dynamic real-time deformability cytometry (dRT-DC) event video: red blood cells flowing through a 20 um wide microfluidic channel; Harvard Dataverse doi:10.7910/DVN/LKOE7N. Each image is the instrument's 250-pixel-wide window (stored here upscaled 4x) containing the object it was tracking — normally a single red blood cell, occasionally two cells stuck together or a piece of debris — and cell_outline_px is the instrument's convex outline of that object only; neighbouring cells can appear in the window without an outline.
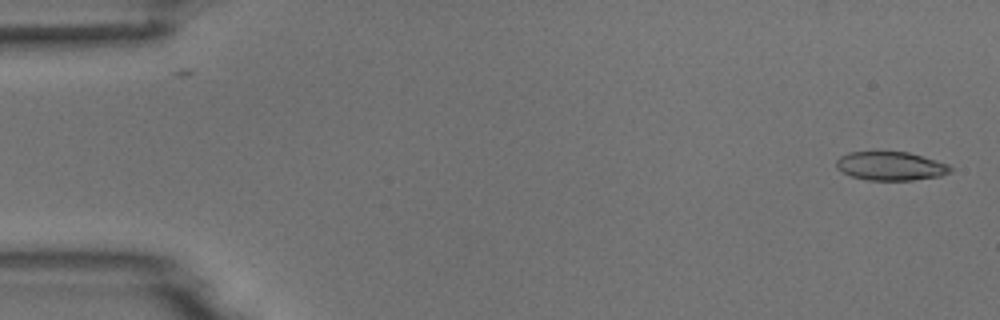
{"species": "common noctule bat (a hibernating species)", "species_latin": "Nyctalus noctula", "temperature_condition": "room temperature", "stored_images_in_passage": 52, "camera_frame_rate_fps": 3000, "um_per_image_px": 0.085, "animal": {"sex": "male", "body_mass_g": 18.8}, "frame": {"image": 1, "passage_image": 1, "time_ms": 0.0, "image_size_px": [1000, 320], "cell_outline_px": [[952, 172], [940, 176], [912, 180], [868, 180], [852, 176], [836, 168], [836, 160], [840, 156], [848, 152], [908, 152], [936, 160], [948, 164], [952, 168]], "centroid_in_image_um": [75.71, 14.11], "position_along_channel_um": 9.3, "area_um2": 19.02}}
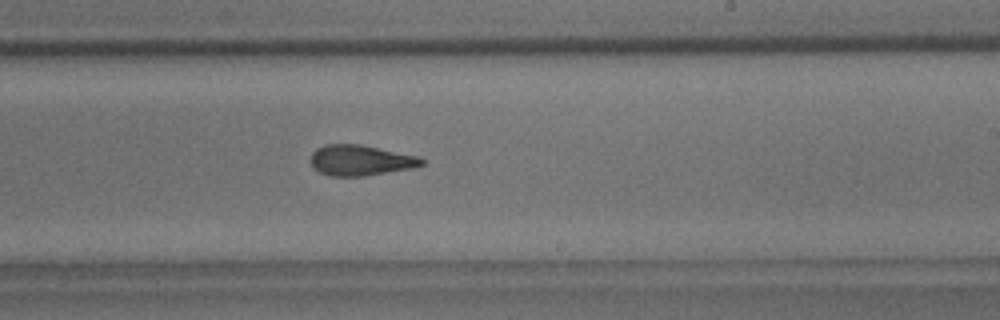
{"frame": {"image": 2, "passage_image": 31, "time_ms": 10.0, "image_size_px": [1000, 320], "cell_outline_px": [[424, 164], [416, 168], [364, 176], [332, 176], [320, 172], [312, 168], [308, 160], [312, 152], [316, 148], [324, 144], [360, 144], [420, 156], [424, 160]], "centroid_in_image_um": [30.63, 13.62], "position_along_channel_um": 258.4, "area_um2": 20.23}}
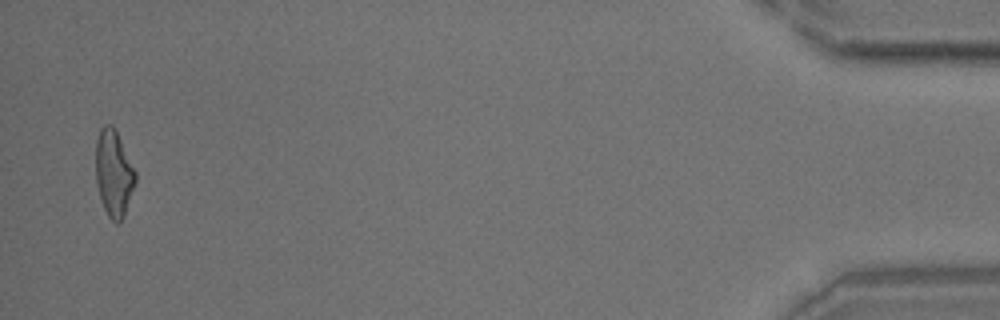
{"frame": {"image": 3, "passage_image": 51, "time_ms": 16.667, "image_size_px": [1000, 320], "cell_outline_px": [[136, 180], [124, 216], [116, 224], [108, 216], [104, 208], [96, 184], [96, 140], [100, 128], [104, 124], [112, 124], [116, 128], [136, 172]], "centroid_in_image_um": [9.66, 14.68], "position_along_channel_um": 425.5, "area_um2": 20.06}}